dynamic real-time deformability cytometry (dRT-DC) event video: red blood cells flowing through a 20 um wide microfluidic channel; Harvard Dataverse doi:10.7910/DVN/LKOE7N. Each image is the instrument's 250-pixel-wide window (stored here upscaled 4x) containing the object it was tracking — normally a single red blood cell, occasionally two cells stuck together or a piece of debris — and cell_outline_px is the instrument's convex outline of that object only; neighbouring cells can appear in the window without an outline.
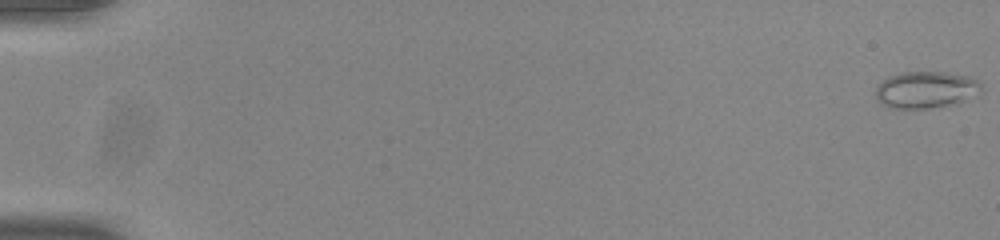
{"species": "common noctule bat (a hibernating species)", "species_latin": "Nyctalus noctula", "temperature_condition": "room temperature", "stored_images_in_passage": 55, "camera_frame_rate_fps": 3000, "um_per_image_px": 0.085, "animal": {"sex": "male", "body_mass_g": 20.0, "forearm_length_mm": 53.3}, "frame": {"image": 1, "passage_image": 1, "time_ms": 0.0, "image_size_px": [1000, 240], "cell_outline_px": [[980, 88], [960, 100], [944, 104], [924, 108], [896, 108], [884, 104], [876, 96], [876, 88], [888, 76], [904, 72], [944, 72], [972, 76], [980, 84]], "centroid_in_image_um": [78.62, 7.58], "position_along_channel_um": 6.4, "area_um2": 21.44}}
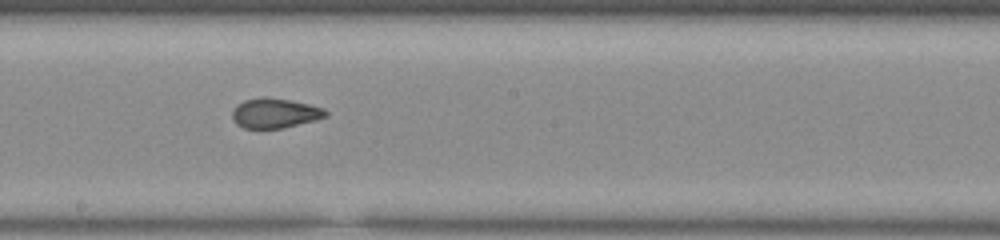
{"frame": {"image": 2, "passage_image": 32, "time_ms": 10.333, "image_size_px": [1000, 240], "cell_outline_px": [[328, 116], [316, 120], [284, 128], [244, 128], [236, 124], [232, 120], [232, 112], [236, 104], [244, 100], [264, 96], [288, 100], [308, 104], [324, 108], [328, 112]], "centroid_in_image_um": [23.35, 9.62], "position_along_channel_um": 224.8, "area_um2": 16.36}}
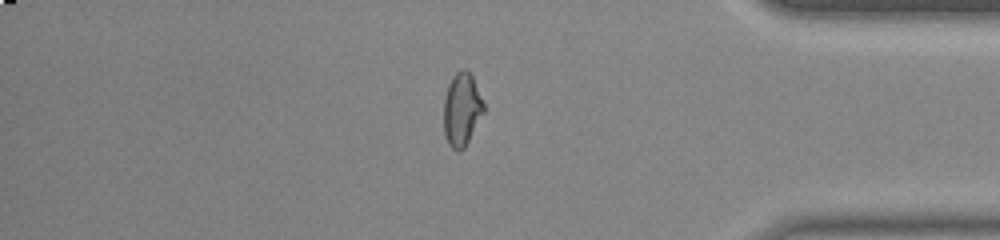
{"frame": {"image": 3, "passage_image": 47, "time_ms": 15.333, "image_size_px": [1000, 240], "cell_outline_px": [[484, 112], [464, 148], [452, 148], [448, 144], [444, 132], [444, 100], [448, 84], [452, 76], [460, 68], [464, 68], [472, 76], [484, 104]], "centroid_in_image_um": [39.24, 9.26], "position_along_channel_um": 396.0, "area_um2": 16.76}, "authors_computed_cell_mechanics": {"area_um2": 17.34, "velocity_mm_per_s": 3.876, "shape_relaxation_time_tau1_ms": null, "shape_relaxation_time_tau2_ms": 1.1293, "deformation_change_tau1": null, "deformation_change_tau2": 0.0691}}